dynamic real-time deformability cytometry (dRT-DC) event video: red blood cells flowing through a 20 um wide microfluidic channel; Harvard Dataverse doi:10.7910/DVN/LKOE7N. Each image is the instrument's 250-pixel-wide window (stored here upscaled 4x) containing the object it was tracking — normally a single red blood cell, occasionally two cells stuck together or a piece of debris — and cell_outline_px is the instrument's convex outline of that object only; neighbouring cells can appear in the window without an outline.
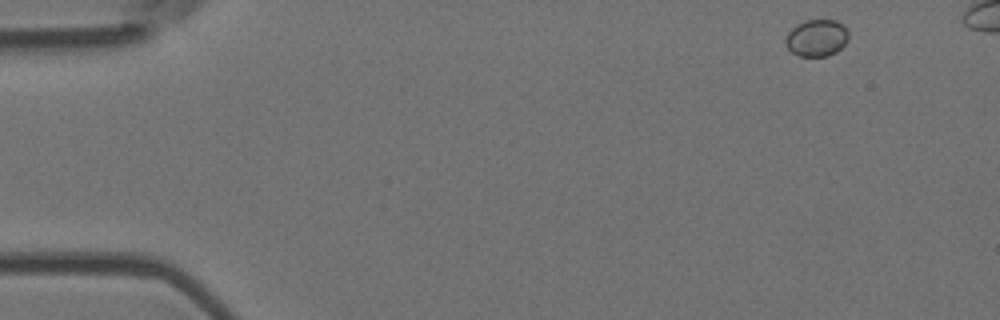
{"species": "Egyptian fruit bat (a non-hibernating species)", "species_latin": "Rousettus aegyptiacus", "temperature_condition": "room temperature", "stored_images_in_passage": 4, "camera_frame_rate_fps": 3000, "um_per_image_px": 0.085, "animal": {"sex": "female"}, "frame": {"image": 1, "passage_image": 1, "time_ms": 0.0, "image_size_px": [1000, 320], "cell_outline_px": [[848, 40], [836, 52], [828, 56], [800, 56], [792, 52], [784, 44], [784, 40], [788, 32], [796, 24], [804, 20], [836, 20], [844, 24], [848, 32]], "centroid_in_image_um": [69.41, 3.21], "position_along_channel_um": 15.6, "area_um2": 13.7}}